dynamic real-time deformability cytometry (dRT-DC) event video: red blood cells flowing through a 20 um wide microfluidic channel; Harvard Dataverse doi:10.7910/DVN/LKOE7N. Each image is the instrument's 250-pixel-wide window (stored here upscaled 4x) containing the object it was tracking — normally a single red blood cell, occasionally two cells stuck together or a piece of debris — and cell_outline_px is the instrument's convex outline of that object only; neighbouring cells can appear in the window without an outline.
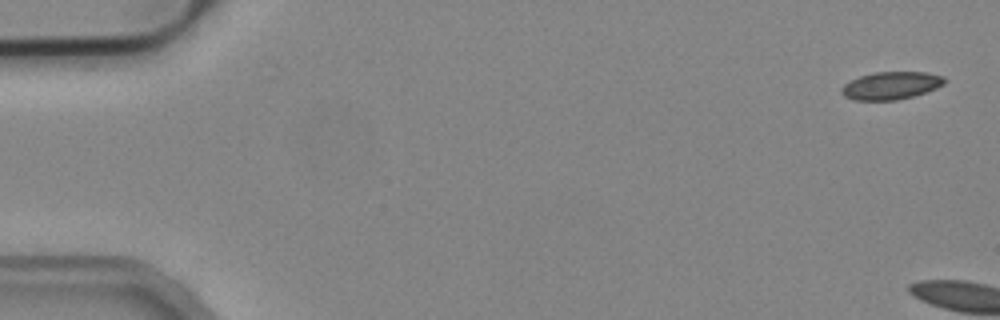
{"species": "common noctule bat (a hibernating species)", "species_latin": "Nyctalus noctula", "temperature_condition": "cold", "stored_images_in_passage": 4, "camera_frame_rate_fps": 3000, "um_per_image_px": 0.085, "animal": {"sex": "male", "body_mass_g": 19.2, "forearm_length_mm": 51.8}, "frame": {"image": 1, "passage_image": 1, "time_ms": 0.0, "image_size_px": [1000, 320], "cell_outline_px": [[948, 80], [944, 84], [936, 88], [912, 96], [896, 100], [852, 100], [844, 96], [840, 92], [840, 88], [844, 84], [860, 76], [876, 72], [928, 72], [944, 76]], "centroid_in_image_um": [75.74, 7.27], "position_along_channel_um": 9.3, "area_um2": 16.65}}